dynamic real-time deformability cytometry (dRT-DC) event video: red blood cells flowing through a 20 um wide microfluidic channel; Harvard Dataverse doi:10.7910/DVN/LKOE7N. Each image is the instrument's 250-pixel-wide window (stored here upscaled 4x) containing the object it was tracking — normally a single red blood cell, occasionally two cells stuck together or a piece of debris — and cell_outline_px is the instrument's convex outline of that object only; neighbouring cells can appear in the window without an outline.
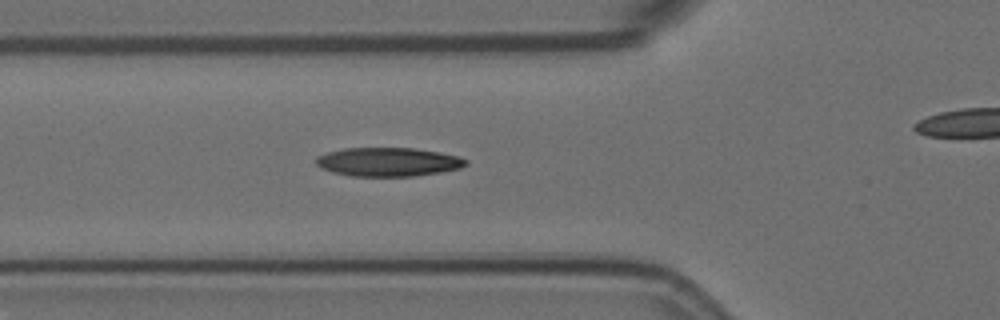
{"species": "Egyptian fruit bat (a non-hibernating species)", "species_latin": "Rousettus aegyptiacus", "temperature_condition": "room temperature", "stored_images_in_passage": 6, "segment_of_instrument_passage": [1, 2], "camera_frame_rate_fps": 3000, "um_per_image_px": 0.085, "animal": {"sex": "female"}, "frame": {"image": 1, "passage_image": 5, "time_ms": 1.333, "image_size_px": [1000, 320], "cell_outline_px": [[468, 164], [460, 168], [440, 172], [416, 176], [348, 176], [332, 172], [320, 168], [316, 164], [316, 156], [328, 152], [344, 148], [412, 148], [440, 152], [456, 156], [468, 160]], "centroid_in_image_um": [32.97, 13.77], "position_along_channel_um": 92.8, "area_um2": 25.2}}